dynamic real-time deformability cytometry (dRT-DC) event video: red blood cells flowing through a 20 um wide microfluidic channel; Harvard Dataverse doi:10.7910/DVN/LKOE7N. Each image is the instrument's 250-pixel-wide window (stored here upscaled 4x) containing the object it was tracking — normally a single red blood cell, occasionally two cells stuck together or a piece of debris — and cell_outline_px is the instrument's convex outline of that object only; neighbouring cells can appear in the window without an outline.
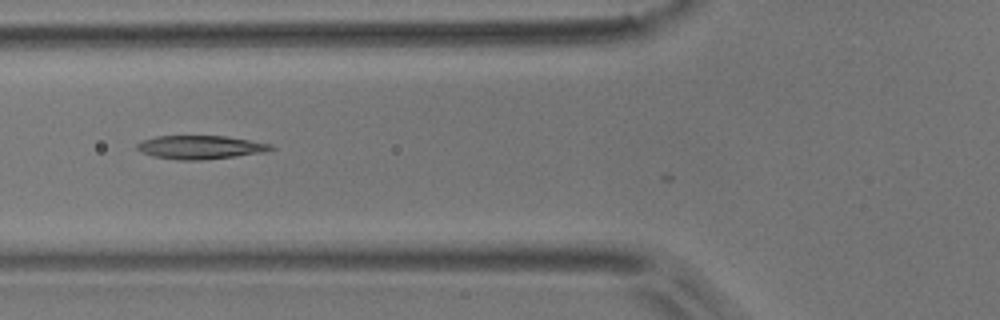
{"species": "common noctule bat (a hibernating species)", "species_latin": "Nyctalus noctula", "temperature_condition": "room temperature", "stored_images_in_passage": 8, "camera_frame_rate_fps": 3000, "um_per_image_px": 0.085, "animal": {"sex": "male", "body_mass_g": 17.9}, "frame": {"image": 1, "passage_image": 5, "time_ms": 1.333, "image_size_px": [1000, 320], "cell_outline_px": [[276, 148], [260, 152], [236, 156], [200, 160], [176, 160], [152, 156], [140, 152], [136, 148], [136, 144], [144, 140], [156, 136], [224, 136], [272, 144]], "centroid_in_image_um": [16.97, 12.52], "position_along_channel_um": 108.8, "area_um2": 18.21}}
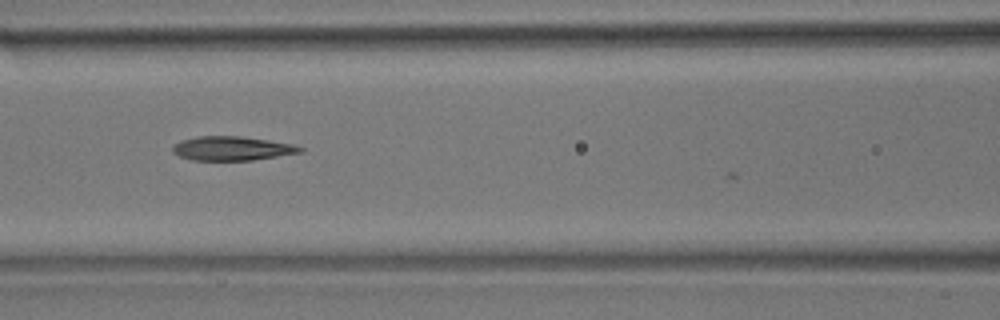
{"frame": {"image": 2, "passage_image": 6, "time_ms": 1.667, "image_size_px": [1000, 320], "cell_outline_px": [[304, 152], [252, 160], [192, 160], [180, 156], [172, 152], [172, 144], [180, 140], [196, 136], [240, 136], [268, 140], [292, 144], [304, 148]], "centroid_in_image_um": [19.69, 12.61], "position_along_channel_um": 146.9, "area_um2": 17.98}}
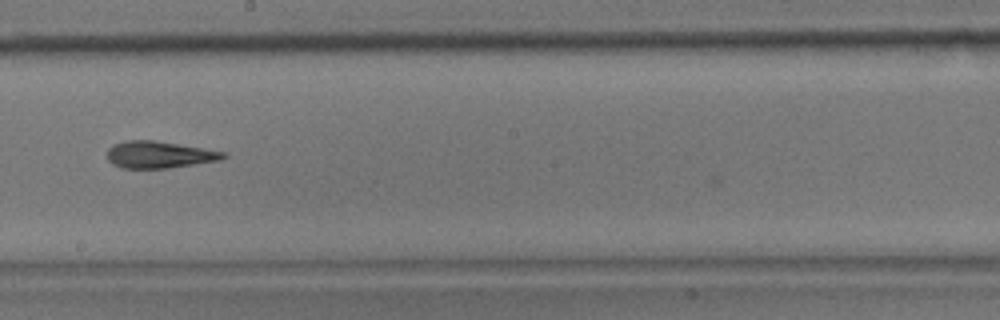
{"frame": {"image": 3, "passage_image": 8, "time_ms": 2.333, "image_size_px": [1000, 320], "cell_outline_px": [[228, 156], [220, 160], [168, 168], [120, 168], [112, 164], [108, 160], [108, 148], [112, 144], [128, 140], [152, 140], [204, 148], [228, 152]], "centroid_in_image_um": [13.54, 13.14], "position_along_channel_um": 234.7, "area_um2": 18.26}}